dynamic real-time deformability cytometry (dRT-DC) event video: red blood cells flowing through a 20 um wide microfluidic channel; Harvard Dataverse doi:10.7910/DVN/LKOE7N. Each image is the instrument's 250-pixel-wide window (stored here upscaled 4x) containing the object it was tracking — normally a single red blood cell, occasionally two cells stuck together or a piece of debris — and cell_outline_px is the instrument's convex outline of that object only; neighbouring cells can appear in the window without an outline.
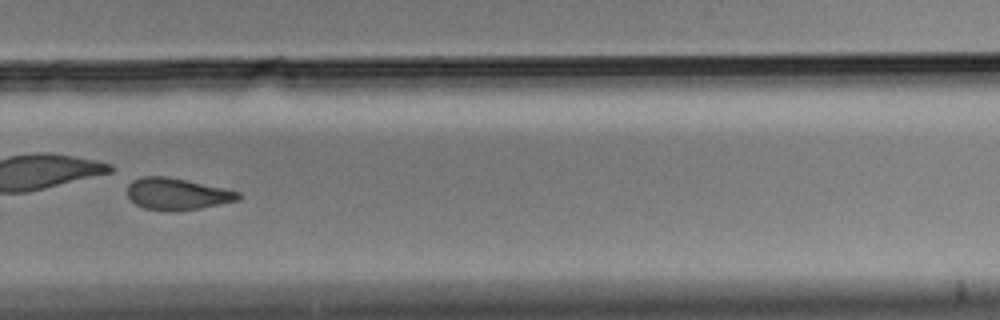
{"species": "Egyptian fruit bat (a non-hibernating species)", "species_latin": "Rousettus aegyptiacus", "temperature_condition": "cold", "stored_images_in_passage": 41, "camera_frame_rate_fps": 3000, "um_per_image_px": 0.085, "animal": {"sex": "male"}, "frame": {"image": 1, "passage_image": 24, "time_ms": 7.667, "image_size_px": [1000, 320], "cell_outline_px": [[244, 196], [240, 200], [200, 208], [144, 208], [136, 204], [128, 196], [128, 184], [132, 180], [140, 176], [168, 176], [224, 188], [240, 192]], "centroid_in_image_um": [15.09, 16.43], "position_along_channel_um": 314.7, "area_um2": 19.94}, "authors_computed_cell_mechanics": {"area_um2": 22.1952, "velocity_mm_per_s": 3.4999, "shape_relaxation_time_tau1_ms": 5.7885, "shape_relaxation_time_tau2_ms": 4.5113, "deformation_change_tau1": 0.1053, "deformation_change_tau2": 0.1}}